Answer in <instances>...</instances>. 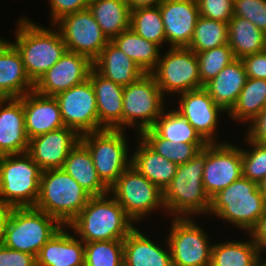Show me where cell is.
<instances>
[{
    "label": "cell",
    "instance_id": "obj_24",
    "mask_svg": "<svg viewBox=\"0 0 266 266\" xmlns=\"http://www.w3.org/2000/svg\"><path fill=\"white\" fill-rule=\"evenodd\" d=\"M62 226L41 248L36 257L37 266H83L84 242Z\"/></svg>",
    "mask_w": 266,
    "mask_h": 266
},
{
    "label": "cell",
    "instance_id": "obj_44",
    "mask_svg": "<svg viewBox=\"0 0 266 266\" xmlns=\"http://www.w3.org/2000/svg\"><path fill=\"white\" fill-rule=\"evenodd\" d=\"M51 11V25L62 17L88 8L91 0H49Z\"/></svg>",
    "mask_w": 266,
    "mask_h": 266
},
{
    "label": "cell",
    "instance_id": "obj_23",
    "mask_svg": "<svg viewBox=\"0 0 266 266\" xmlns=\"http://www.w3.org/2000/svg\"><path fill=\"white\" fill-rule=\"evenodd\" d=\"M34 90L22 56L9 41L0 38V91L7 98H20Z\"/></svg>",
    "mask_w": 266,
    "mask_h": 266
},
{
    "label": "cell",
    "instance_id": "obj_1",
    "mask_svg": "<svg viewBox=\"0 0 266 266\" xmlns=\"http://www.w3.org/2000/svg\"><path fill=\"white\" fill-rule=\"evenodd\" d=\"M109 194L91 196L86 206L67 225L84 243L123 240L135 228L134 221Z\"/></svg>",
    "mask_w": 266,
    "mask_h": 266
},
{
    "label": "cell",
    "instance_id": "obj_45",
    "mask_svg": "<svg viewBox=\"0 0 266 266\" xmlns=\"http://www.w3.org/2000/svg\"><path fill=\"white\" fill-rule=\"evenodd\" d=\"M0 266H37V260L31 254L0 246Z\"/></svg>",
    "mask_w": 266,
    "mask_h": 266
},
{
    "label": "cell",
    "instance_id": "obj_19",
    "mask_svg": "<svg viewBox=\"0 0 266 266\" xmlns=\"http://www.w3.org/2000/svg\"><path fill=\"white\" fill-rule=\"evenodd\" d=\"M166 43L188 47L200 16L196 0H163L159 4Z\"/></svg>",
    "mask_w": 266,
    "mask_h": 266
},
{
    "label": "cell",
    "instance_id": "obj_46",
    "mask_svg": "<svg viewBox=\"0 0 266 266\" xmlns=\"http://www.w3.org/2000/svg\"><path fill=\"white\" fill-rule=\"evenodd\" d=\"M247 77L266 79V50L241 59Z\"/></svg>",
    "mask_w": 266,
    "mask_h": 266
},
{
    "label": "cell",
    "instance_id": "obj_42",
    "mask_svg": "<svg viewBox=\"0 0 266 266\" xmlns=\"http://www.w3.org/2000/svg\"><path fill=\"white\" fill-rule=\"evenodd\" d=\"M233 16L251 21L266 34V0H234Z\"/></svg>",
    "mask_w": 266,
    "mask_h": 266
},
{
    "label": "cell",
    "instance_id": "obj_30",
    "mask_svg": "<svg viewBox=\"0 0 266 266\" xmlns=\"http://www.w3.org/2000/svg\"><path fill=\"white\" fill-rule=\"evenodd\" d=\"M228 45L236 59L266 50V34L251 21L233 16L228 22Z\"/></svg>",
    "mask_w": 266,
    "mask_h": 266
},
{
    "label": "cell",
    "instance_id": "obj_2",
    "mask_svg": "<svg viewBox=\"0 0 266 266\" xmlns=\"http://www.w3.org/2000/svg\"><path fill=\"white\" fill-rule=\"evenodd\" d=\"M206 146L190 161L179 164L172 181L163 190L164 210L177 218L204 214L210 210L211 199L203 187Z\"/></svg>",
    "mask_w": 266,
    "mask_h": 266
},
{
    "label": "cell",
    "instance_id": "obj_16",
    "mask_svg": "<svg viewBox=\"0 0 266 266\" xmlns=\"http://www.w3.org/2000/svg\"><path fill=\"white\" fill-rule=\"evenodd\" d=\"M92 68L93 62L88 57L66 51L34 84V91L44 96H55L87 80Z\"/></svg>",
    "mask_w": 266,
    "mask_h": 266
},
{
    "label": "cell",
    "instance_id": "obj_49",
    "mask_svg": "<svg viewBox=\"0 0 266 266\" xmlns=\"http://www.w3.org/2000/svg\"><path fill=\"white\" fill-rule=\"evenodd\" d=\"M12 207L0 203V246H3L6 225L11 214Z\"/></svg>",
    "mask_w": 266,
    "mask_h": 266
},
{
    "label": "cell",
    "instance_id": "obj_47",
    "mask_svg": "<svg viewBox=\"0 0 266 266\" xmlns=\"http://www.w3.org/2000/svg\"><path fill=\"white\" fill-rule=\"evenodd\" d=\"M246 136L258 144L266 145V108L263 109L251 122Z\"/></svg>",
    "mask_w": 266,
    "mask_h": 266
},
{
    "label": "cell",
    "instance_id": "obj_13",
    "mask_svg": "<svg viewBox=\"0 0 266 266\" xmlns=\"http://www.w3.org/2000/svg\"><path fill=\"white\" fill-rule=\"evenodd\" d=\"M56 25L67 51L84 55L92 62L109 42L88 8L62 17Z\"/></svg>",
    "mask_w": 266,
    "mask_h": 266
},
{
    "label": "cell",
    "instance_id": "obj_32",
    "mask_svg": "<svg viewBox=\"0 0 266 266\" xmlns=\"http://www.w3.org/2000/svg\"><path fill=\"white\" fill-rule=\"evenodd\" d=\"M261 253L252 241H227L212 246L210 266H263Z\"/></svg>",
    "mask_w": 266,
    "mask_h": 266
},
{
    "label": "cell",
    "instance_id": "obj_51",
    "mask_svg": "<svg viewBox=\"0 0 266 266\" xmlns=\"http://www.w3.org/2000/svg\"><path fill=\"white\" fill-rule=\"evenodd\" d=\"M258 189L261 192V195L264 199V203L266 205V177L258 183Z\"/></svg>",
    "mask_w": 266,
    "mask_h": 266
},
{
    "label": "cell",
    "instance_id": "obj_17",
    "mask_svg": "<svg viewBox=\"0 0 266 266\" xmlns=\"http://www.w3.org/2000/svg\"><path fill=\"white\" fill-rule=\"evenodd\" d=\"M178 111L196 129L207 143H216L215 136L218 116L225 111L210 97L202 87L179 94ZM216 138V139H215Z\"/></svg>",
    "mask_w": 266,
    "mask_h": 266
},
{
    "label": "cell",
    "instance_id": "obj_28",
    "mask_svg": "<svg viewBox=\"0 0 266 266\" xmlns=\"http://www.w3.org/2000/svg\"><path fill=\"white\" fill-rule=\"evenodd\" d=\"M137 137L139 145L131 156V165L163 191L175 176L178 165L159 155L139 135Z\"/></svg>",
    "mask_w": 266,
    "mask_h": 266
},
{
    "label": "cell",
    "instance_id": "obj_18",
    "mask_svg": "<svg viewBox=\"0 0 266 266\" xmlns=\"http://www.w3.org/2000/svg\"><path fill=\"white\" fill-rule=\"evenodd\" d=\"M79 141L80 135L64 126L30 139L26 153L42 170L62 168L68 154Z\"/></svg>",
    "mask_w": 266,
    "mask_h": 266
},
{
    "label": "cell",
    "instance_id": "obj_10",
    "mask_svg": "<svg viewBox=\"0 0 266 266\" xmlns=\"http://www.w3.org/2000/svg\"><path fill=\"white\" fill-rule=\"evenodd\" d=\"M109 192L134 223L141 221L154 209L165 208L163 191L132 165L118 177Z\"/></svg>",
    "mask_w": 266,
    "mask_h": 266
},
{
    "label": "cell",
    "instance_id": "obj_9",
    "mask_svg": "<svg viewBox=\"0 0 266 266\" xmlns=\"http://www.w3.org/2000/svg\"><path fill=\"white\" fill-rule=\"evenodd\" d=\"M164 97L151 73H145L137 81L126 85L122 102V130L137 124L140 135L152 128L164 111Z\"/></svg>",
    "mask_w": 266,
    "mask_h": 266
},
{
    "label": "cell",
    "instance_id": "obj_7",
    "mask_svg": "<svg viewBox=\"0 0 266 266\" xmlns=\"http://www.w3.org/2000/svg\"><path fill=\"white\" fill-rule=\"evenodd\" d=\"M63 225L35 207H12L3 246L35 257Z\"/></svg>",
    "mask_w": 266,
    "mask_h": 266
},
{
    "label": "cell",
    "instance_id": "obj_48",
    "mask_svg": "<svg viewBox=\"0 0 266 266\" xmlns=\"http://www.w3.org/2000/svg\"><path fill=\"white\" fill-rule=\"evenodd\" d=\"M247 234H250V238L259 248L262 256L263 251L266 249V211Z\"/></svg>",
    "mask_w": 266,
    "mask_h": 266
},
{
    "label": "cell",
    "instance_id": "obj_26",
    "mask_svg": "<svg viewBox=\"0 0 266 266\" xmlns=\"http://www.w3.org/2000/svg\"><path fill=\"white\" fill-rule=\"evenodd\" d=\"M247 75L241 59L226 65L215 78L204 85L213 101L229 112L245 86Z\"/></svg>",
    "mask_w": 266,
    "mask_h": 266
},
{
    "label": "cell",
    "instance_id": "obj_34",
    "mask_svg": "<svg viewBox=\"0 0 266 266\" xmlns=\"http://www.w3.org/2000/svg\"><path fill=\"white\" fill-rule=\"evenodd\" d=\"M266 104V79L247 77L236 103L227 113L234 121L251 122Z\"/></svg>",
    "mask_w": 266,
    "mask_h": 266
},
{
    "label": "cell",
    "instance_id": "obj_43",
    "mask_svg": "<svg viewBox=\"0 0 266 266\" xmlns=\"http://www.w3.org/2000/svg\"><path fill=\"white\" fill-rule=\"evenodd\" d=\"M200 16L228 23L233 17L234 0H196Z\"/></svg>",
    "mask_w": 266,
    "mask_h": 266
},
{
    "label": "cell",
    "instance_id": "obj_29",
    "mask_svg": "<svg viewBox=\"0 0 266 266\" xmlns=\"http://www.w3.org/2000/svg\"><path fill=\"white\" fill-rule=\"evenodd\" d=\"M62 169L91 196L109 192V188L101 181L96 171L89 150L80 141L68 154Z\"/></svg>",
    "mask_w": 266,
    "mask_h": 266
},
{
    "label": "cell",
    "instance_id": "obj_36",
    "mask_svg": "<svg viewBox=\"0 0 266 266\" xmlns=\"http://www.w3.org/2000/svg\"><path fill=\"white\" fill-rule=\"evenodd\" d=\"M140 137L159 155L179 164L190 161L207 144H187L161 138L152 128L144 130Z\"/></svg>",
    "mask_w": 266,
    "mask_h": 266
},
{
    "label": "cell",
    "instance_id": "obj_41",
    "mask_svg": "<svg viewBox=\"0 0 266 266\" xmlns=\"http://www.w3.org/2000/svg\"><path fill=\"white\" fill-rule=\"evenodd\" d=\"M245 138L253 147L251 151L241 148L243 177L258 184L266 177V145L258 144L247 136Z\"/></svg>",
    "mask_w": 266,
    "mask_h": 266
},
{
    "label": "cell",
    "instance_id": "obj_35",
    "mask_svg": "<svg viewBox=\"0 0 266 266\" xmlns=\"http://www.w3.org/2000/svg\"><path fill=\"white\" fill-rule=\"evenodd\" d=\"M165 111L152 127L161 138L187 144H208L176 109Z\"/></svg>",
    "mask_w": 266,
    "mask_h": 266
},
{
    "label": "cell",
    "instance_id": "obj_14",
    "mask_svg": "<svg viewBox=\"0 0 266 266\" xmlns=\"http://www.w3.org/2000/svg\"><path fill=\"white\" fill-rule=\"evenodd\" d=\"M54 97L65 127L74 129L80 136L99 131L96 96L89 78Z\"/></svg>",
    "mask_w": 266,
    "mask_h": 266
},
{
    "label": "cell",
    "instance_id": "obj_38",
    "mask_svg": "<svg viewBox=\"0 0 266 266\" xmlns=\"http://www.w3.org/2000/svg\"><path fill=\"white\" fill-rule=\"evenodd\" d=\"M228 44V23L199 16L188 46L195 53Z\"/></svg>",
    "mask_w": 266,
    "mask_h": 266
},
{
    "label": "cell",
    "instance_id": "obj_20",
    "mask_svg": "<svg viewBox=\"0 0 266 266\" xmlns=\"http://www.w3.org/2000/svg\"><path fill=\"white\" fill-rule=\"evenodd\" d=\"M23 103L25 130L30 139L64 127L58 102L34 90L19 98Z\"/></svg>",
    "mask_w": 266,
    "mask_h": 266
},
{
    "label": "cell",
    "instance_id": "obj_39",
    "mask_svg": "<svg viewBox=\"0 0 266 266\" xmlns=\"http://www.w3.org/2000/svg\"><path fill=\"white\" fill-rule=\"evenodd\" d=\"M86 266H124L123 240L84 243Z\"/></svg>",
    "mask_w": 266,
    "mask_h": 266
},
{
    "label": "cell",
    "instance_id": "obj_4",
    "mask_svg": "<svg viewBox=\"0 0 266 266\" xmlns=\"http://www.w3.org/2000/svg\"><path fill=\"white\" fill-rule=\"evenodd\" d=\"M91 195L62 168L42 171L40 193L34 206L67 226L86 206Z\"/></svg>",
    "mask_w": 266,
    "mask_h": 266
},
{
    "label": "cell",
    "instance_id": "obj_6",
    "mask_svg": "<svg viewBox=\"0 0 266 266\" xmlns=\"http://www.w3.org/2000/svg\"><path fill=\"white\" fill-rule=\"evenodd\" d=\"M42 171L27 153L0 156V203L34 207L40 193Z\"/></svg>",
    "mask_w": 266,
    "mask_h": 266
},
{
    "label": "cell",
    "instance_id": "obj_15",
    "mask_svg": "<svg viewBox=\"0 0 266 266\" xmlns=\"http://www.w3.org/2000/svg\"><path fill=\"white\" fill-rule=\"evenodd\" d=\"M242 176L240 147L228 142L206 145L203 187L210 199Z\"/></svg>",
    "mask_w": 266,
    "mask_h": 266
},
{
    "label": "cell",
    "instance_id": "obj_27",
    "mask_svg": "<svg viewBox=\"0 0 266 266\" xmlns=\"http://www.w3.org/2000/svg\"><path fill=\"white\" fill-rule=\"evenodd\" d=\"M93 67L105 78L125 87L137 81L145 72L111 41L102 49Z\"/></svg>",
    "mask_w": 266,
    "mask_h": 266
},
{
    "label": "cell",
    "instance_id": "obj_21",
    "mask_svg": "<svg viewBox=\"0 0 266 266\" xmlns=\"http://www.w3.org/2000/svg\"><path fill=\"white\" fill-rule=\"evenodd\" d=\"M28 143L23 103L7 98L0 102V156L26 153Z\"/></svg>",
    "mask_w": 266,
    "mask_h": 266
},
{
    "label": "cell",
    "instance_id": "obj_33",
    "mask_svg": "<svg viewBox=\"0 0 266 266\" xmlns=\"http://www.w3.org/2000/svg\"><path fill=\"white\" fill-rule=\"evenodd\" d=\"M111 42L130 57L145 73H151L160 59V46L135 33L131 28L121 32Z\"/></svg>",
    "mask_w": 266,
    "mask_h": 266
},
{
    "label": "cell",
    "instance_id": "obj_12",
    "mask_svg": "<svg viewBox=\"0 0 266 266\" xmlns=\"http://www.w3.org/2000/svg\"><path fill=\"white\" fill-rule=\"evenodd\" d=\"M167 242L173 266H210L212 246L192 218L173 217ZM205 232V233H204Z\"/></svg>",
    "mask_w": 266,
    "mask_h": 266
},
{
    "label": "cell",
    "instance_id": "obj_40",
    "mask_svg": "<svg viewBox=\"0 0 266 266\" xmlns=\"http://www.w3.org/2000/svg\"><path fill=\"white\" fill-rule=\"evenodd\" d=\"M201 84L204 86L236 58L228 44L196 53Z\"/></svg>",
    "mask_w": 266,
    "mask_h": 266
},
{
    "label": "cell",
    "instance_id": "obj_52",
    "mask_svg": "<svg viewBox=\"0 0 266 266\" xmlns=\"http://www.w3.org/2000/svg\"><path fill=\"white\" fill-rule=\"evenodd\" d=\"M7 97L0 91V102L6 100Z\"/></svg>",
    "mask_w": 266,
    "mask_h": 266
},
{
    "label": "cell",
    "instance_id": "obj_22",
    "mask_svg": "<svg viewBox=\"0 0 266 266\" xmlns=\"http://www.w3.org/2000/svg\"><path fill=\"white\" fill-rule=\"evenodd\" d=\"M89 79L96 96L99 131L122 130V102L124 87L102 76L94 67Z\"/></svg>",
    "mask_w": 266,
    "mask_h": 266
},
{
    "label": "cell",
    "instance_id": "obj_3",
    "mask_svg": "<svg viewBox=\"0 0 266 266\" xmlns=\"http://www.w3.org/2000/svg\"><path fill=\"white\" fill-rule=\"evenodd\" d=\"M16 41L30 80L35 84L67 51L59 30L43 28L23 17L18 20Z\"/></svg>",
    "mask_w": 266,
    "mask_h": 266
},
{
    "label": "cell",
    "instance_id": "obj_31",
    "mask_svg": "<svg viewBox=\"0 0 266 266\" xmlns=\"http://www.w3.org/2000/svg\"><path fill=\"white\" fill-rule=\"evenodd\" d=\"M88 9L109 41L130 28L131 11L125 0H91Z\"/></svg>",
    "mask_w": 266,
    "mask_h": 266
},
{
    "label": "cell",
    "instance_id": "obj_50",
    "mask_svg": "<svg viewBox=\"0 0 266 266\" xmlns=\"http://www.w3.org/2000/svg\"><path fill=\"white\" fill-rule=\"evenodd\" d=\"M130 11L138 8L158 6L163 0H125Z\"/></svg>",
    "mask_w": 266,
    "mask_h": 266
},
{
    "label": "cell",
    "instance_id": "obj_25",
    "mask_svg": "<svg viewBox=\"0 0 266 266\" xmlns=\"http://www.w3.org/2000/svg\"><path fill=\"white\" fill-rule=\"evenodd\" d=\"M166 243L167 250H164L135 227L123 239L124 266H173L169 244Z\"/></svg>",
    "mask_w": 266,
    "mask_h": 266
},
{
    "label": "cell",
    "instance_id": "obj_5",
    "mask_svg": "<svg viewBox=\"0 0 266 266\" xmlns=\"http://www.w3.org/2000/svg\"><path fill=\"white\" fill-rule=\"evenodd\" d=\"M265 211L258 184L242 176L211 198L209 213L249 233Z\"/></svg>",
    "mask_w": 266,
    "mask_h": 266
},
{
    "label": "cell",
    "instance_id": "obj_8",
    "mask_svg": "<svg viewBox=\"0 0 266 266\" xmlns=\"http://www.w3.org/2000/svg\"><path fill=\"white\" fill-rule=\"evenodd\" d=\"M124 132L119 129H103L80 136V142L89 150L96 171L108 188L131 165L132 158L128 155Z\"/></svg>",
    "mask_w": 266,
    "mask_h": 266
},
{
    "label": "cell",
    "instance_id": "obj_37",
    "mask_svg": "<svg viewBox=\"0 0 266 266\" xmlns=\"http://www.w3.org/2000/svg\"><path fill=\"white\" fill-rule=\"evenodd\" d=\"M130 28L142 38L158 44L160 48L166 43L159 5L131 11Z\"/></svg>",
    "mask_w": 266,
    "mask_h": 266
},
{
    "label": "cell",
    "instance_id": "obj_11",
    "mask_svg": "<svg viewBox=\"0 0 266 266\" xmlns=\"http://www.w3.org/2000/svg\"><path fill=\"white\" fill-rule=\"evenodd\" d=\"M151 72L162 94H179L204 87L197 55L188 47H169Z\"/></svg>",
    "mask_w": 266,
    "mask_h": 266
}]
</instances>
